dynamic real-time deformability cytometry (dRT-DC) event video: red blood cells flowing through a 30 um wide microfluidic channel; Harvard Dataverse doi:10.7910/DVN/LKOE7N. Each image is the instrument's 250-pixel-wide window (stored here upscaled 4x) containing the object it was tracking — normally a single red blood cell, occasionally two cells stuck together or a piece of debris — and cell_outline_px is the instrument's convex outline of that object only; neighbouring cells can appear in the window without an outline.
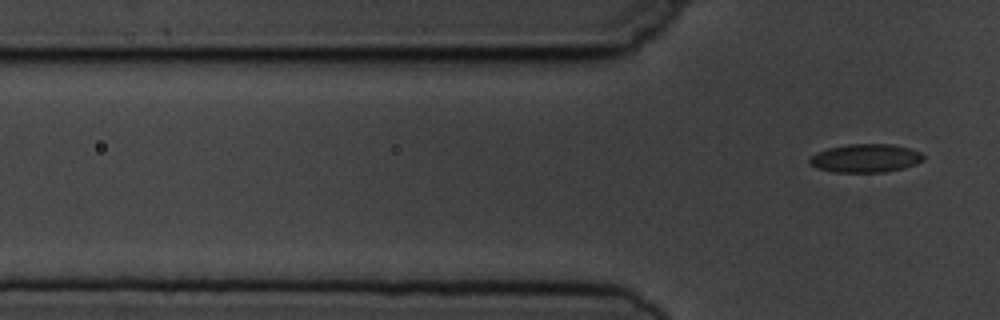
{"species": "common noctule bat (a hibernating species)", "species_latin": "Nyctalus noctula", "temperature_condition": "cold", "stored_images_in_passage": 4, "camera_frame_rate_fps": 3000, "um_per_image_px": 0.085, "animal": {"sex": "male", "body_mass_g": 19.5, "forearm_length_mm": 54.6}, "frame": {"image": 1, "passage_image": 4, "time_ms": 3.667, "image_size_px": [1000, 320], "cell_outline_px": [[924, 160], [916, 164], [904, 168], [884, 172], [832, 172], [816, 168], [808, 164], [808, 160], [816, 152], [828, 148], [848, 144], [892, 144], [908, 148], [920, 152], [924, 156]], "centroid_in_image_um": [73.55, 13.45], "position_along_channel_um": 52.3, "area_um2": 18.96}}